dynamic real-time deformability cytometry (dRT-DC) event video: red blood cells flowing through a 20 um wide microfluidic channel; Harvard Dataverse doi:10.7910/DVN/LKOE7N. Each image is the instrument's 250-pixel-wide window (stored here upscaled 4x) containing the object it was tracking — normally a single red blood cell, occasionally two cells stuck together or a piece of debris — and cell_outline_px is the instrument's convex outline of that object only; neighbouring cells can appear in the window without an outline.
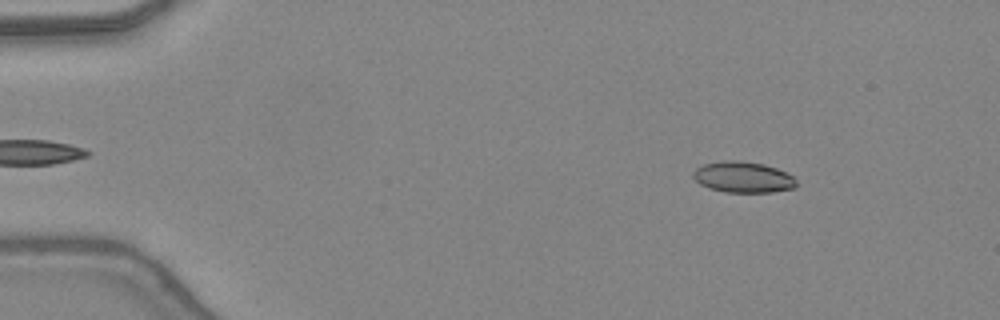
{"species": "common noctule bat (a hibernating species)", "species_latin": "Nyctalus noctula", "temperature_condition": "warm", "stored_images_in_passage": 45, "camera_frame_rate_fps": 3000, "um_per_image_px": 0.085, "animal": {"sex": "female", "body_mass_g": 24.6, "forearm_length_mm": 56.2}, "frame": {"image": 1, "passage_image": 4, "time_ms": 1.0, "image_size_px": [1000, 320], "cell_outline_px": [[796, 188], [772, 192], [724, 192], [708, 188], [700, 184], [692, 176], [692, 172], [696, 168], [704, 164], [724, 160], [740, 160], [764, 164], [776, 168], [796, 176]], "centroid_in_image_um": [63.18, 15.05], "position_along_channel_um": 21.8, "area_um2": 18.9}}
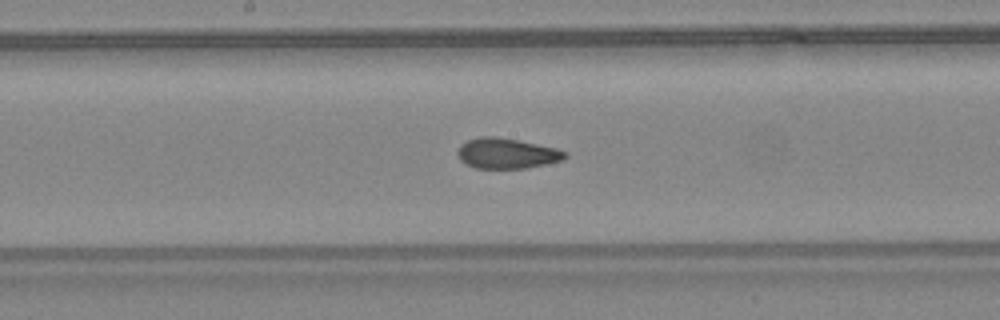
{"frame": {"image": 2, "passage_image": 23, "time_ms": 7.333, "image_size_px": [1000, 320], "cell_outline_px": [[568, 156], [564, 160], [528, 168], [476, 168], [460, 160], [456, 156], [456, 152], [460, 144], [468, 140], [480, 136], [496, 136], [556, 148], [568, 152]], "centroid_in_image_um": [43.07, 13.04], "position_along_channel_um": 205.1, "area_um2": 19.13}}
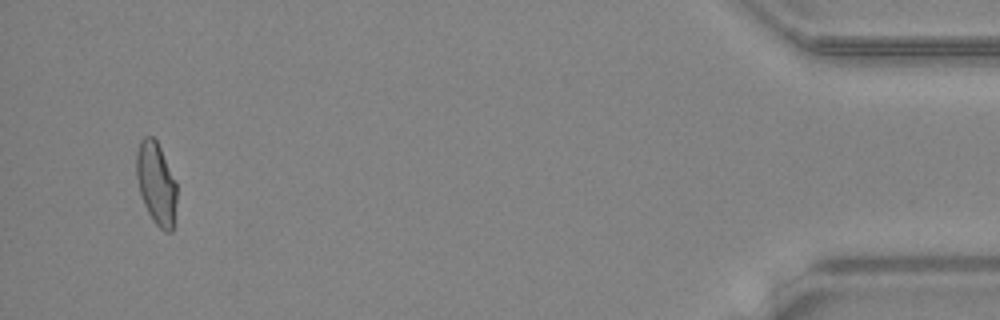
{"frame": {"image": 3, "passage_image": 43, "time_ms": 14.0, "image_size_px": [1000, 320], "cell_outline_px": [[176, 200], [172, 232], [164, 232], [156, 224], [148, 212], [144, 204], [140, 192], [136, 176], [136, 152], [140, 140], [144, 136], [152, 136], [156, 140], [176, 180]], "centroid_in_image_um": [13.27, 15.57], "position_along_channel_um": 421.9, "area_um2": 19.31}, "authors_computed_cell_mechanics": {"area_um2": 19.3052, "velocity_mm_per_s": 4.4272, "shape_relaxation_time_tau1_ms": null, "shape_relaxation_time_tau2_ms": 1.3811, "deformation_change_tau1": null, "deformation_change_tau2": 0.0617}}